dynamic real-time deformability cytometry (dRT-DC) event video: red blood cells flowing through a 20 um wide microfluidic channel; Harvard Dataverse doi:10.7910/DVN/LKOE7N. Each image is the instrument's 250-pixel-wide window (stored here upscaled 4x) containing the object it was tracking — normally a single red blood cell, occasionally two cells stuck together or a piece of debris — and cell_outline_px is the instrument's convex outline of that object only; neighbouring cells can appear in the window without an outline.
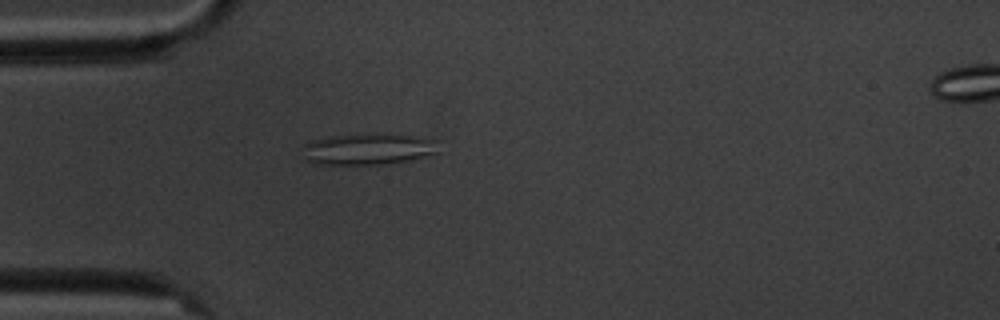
{"species": "common noctule bat (a hibernating species)", "species_latin": "Nyctalus noctula", "temperature_condition": "cold", "stored_images_in_passage": 2, "camera_frame_rate_fps": 3000, "um_per_image_px": 0.085, "animal": {"sex": "male", "body_mass_g": 20.1, "forearm_length_mm": 53.5}, "frame": {"image": 1, "passage_image": 1, "time_ms": 0.0, "image_size_px": [1000, 320], "cell_outline_px": [[440, 152], [412, 160], [380, 164], [312, 164], [304, 160], [304, 144], [312, 140], [332, 136], [408, 136], [440, 140]], "centroid_in_image_um": [31.32, 12.72], "position_along_channel_um": 53.7, "area_um2": 24.22}}